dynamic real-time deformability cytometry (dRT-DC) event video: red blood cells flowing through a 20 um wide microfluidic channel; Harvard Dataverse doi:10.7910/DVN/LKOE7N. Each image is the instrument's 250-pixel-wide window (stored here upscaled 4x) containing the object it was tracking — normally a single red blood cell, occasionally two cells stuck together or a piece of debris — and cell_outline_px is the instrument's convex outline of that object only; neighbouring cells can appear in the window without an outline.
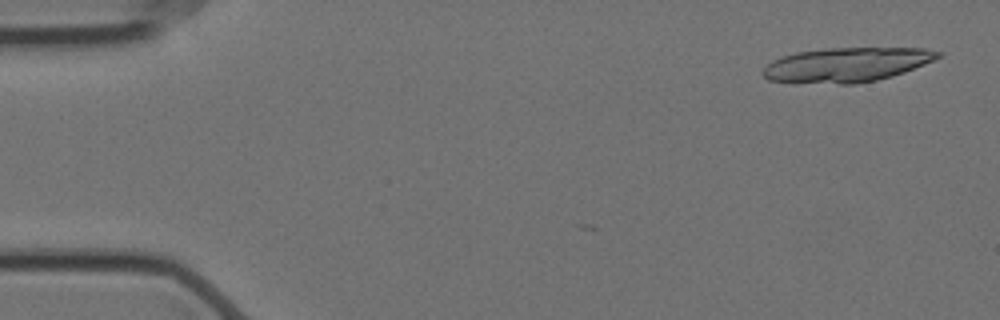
{"species": "Egyptian fruit bat (a non-hibernating species)", "species_latin": "Rousettus aegyptiacus", "temperature_condition": "cold", "stored_images_in_passage": 4, "camera_frame_rate_fps": 3000, "um_per_image_px": 0.085, "animal": {"sex": "female"}, "frame": {"image": 1, "passage_image": 1, "time_ms": 0.0, "image_size_px": [1000, 320], "cell_outline_px": [[944, 52], [940, 56], [924, 64], [904, 72], [892, 76], [876, 80], [856, 84], [840, 84], [768, 80], [760, 72], [772, 60], [796, 52], [824, 48], [924, 48]], "centroid_in_image_um": [71.97, 5.49], "position_along_channel_um": 13.0, "area_um2": 34.91}}